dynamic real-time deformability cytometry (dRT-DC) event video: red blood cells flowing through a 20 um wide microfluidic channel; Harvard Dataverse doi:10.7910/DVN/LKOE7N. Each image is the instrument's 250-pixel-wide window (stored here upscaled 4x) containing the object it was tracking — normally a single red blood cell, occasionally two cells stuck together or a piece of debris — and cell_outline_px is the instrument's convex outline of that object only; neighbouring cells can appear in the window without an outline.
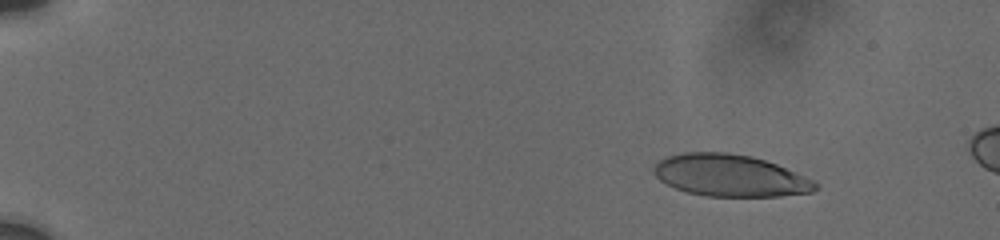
{"species": "human", "species_latin": "Homo sapiens", "temperature_condition": "cold", "stored_images_in_passage": 8, "camera_frame_rate_fps": 3000, "um_per_image_px": 0.085, "donor": {"sex": "male"}, "frame": {"image": 1, "passage_image": 3, "time_ms": 1.667, "image_size_px": [1000, 240], "cell_outline_px": [[820, 188], [812, 192], [780, 196], [704, 196], [688, 192], [676, 188], [660, 180], [652, 172], [652, 168], [660, 160], [668, 156], [684, 152], [728, 152], [752, 156], [776, 164], [816, 180], [820, 184]], "centroid_in_image_um": [62.1, 14.92], "position_along_channel_um": 22.9, "area_um2": 39.65}}